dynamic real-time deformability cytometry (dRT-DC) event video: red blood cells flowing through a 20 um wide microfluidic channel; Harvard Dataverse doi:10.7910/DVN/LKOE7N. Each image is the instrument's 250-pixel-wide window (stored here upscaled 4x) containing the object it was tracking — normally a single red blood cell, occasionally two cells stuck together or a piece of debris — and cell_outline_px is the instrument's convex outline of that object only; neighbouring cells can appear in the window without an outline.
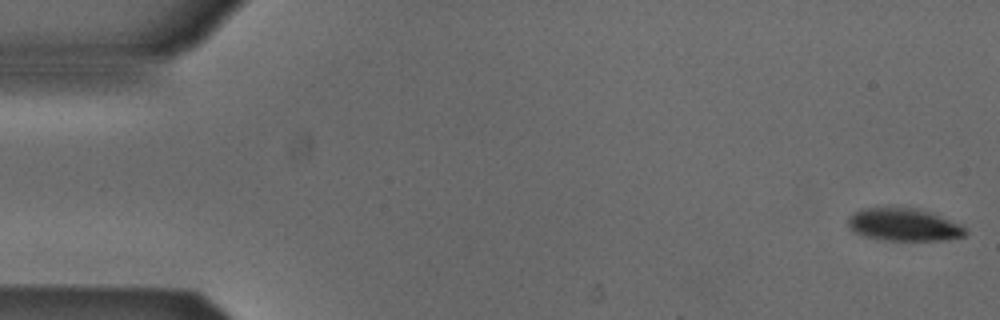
{"species": "Egyptian fruit bat (a non-hibernating species)", "species_latin": "Rousettus aegyptiacus", "temperature_condition": "cold", "stored_images_in_passage": 53, "camera_frame_rate_fps": 3000, "um_per_image_px": 0.085, "animal": {"sex": "male"}, "frame": {"image": 1, "passage_image": 1, "time_ms": 0.0, "image_size_px": [1000, 320], "cell_outline_px": [[968, 232], [964, 236], [948, 240], [884, 240], [864, 236], [856, 232], [848, 224], [848, 216], [852, 212], [860, 208], [916, 208], [928, 212], [960, 224]], "centroid_in_image_um": [76.81, 19.1], "position_along_channel_um": 8.2, "area_um2": 22.08}}
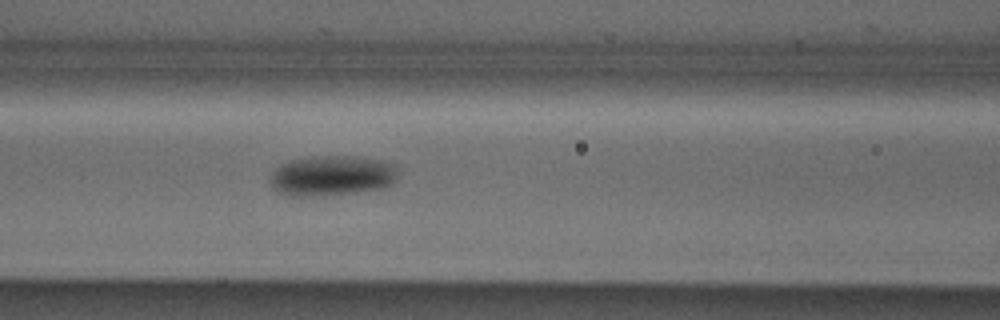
{"frame": {"image": 2, "passage_image": 22, "time_ms": 7.0, "image_size_px": [1000, 320], "cell_outline_px": [[396, 172], [392, 184], [384, 188], [356, 192], [304, 196], [292, 196], [276, 192], [272, 184], [272, 176], [276, 168], [292, 160], [324, 156], [352, 156], [380, 160], [396, 164]], "centroid_in_image_um": [28.25, 14.93], "position_along_channel_um": 138.4, "area_um2": 29.36}}
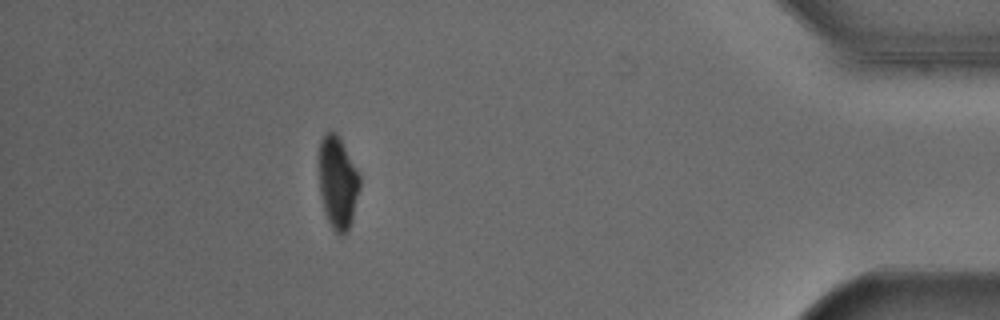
{"frame": {"image": 3, "passage_image": 47, "time_ms": 15.333, "image_size_px": [1000, 320], "cell_outline_px": [[360, 188], [352, 220], [348, 232], [340, 236], [332, 228], [324, 212], [320, 192], [320, 140], [324, 132], [336, 132], [340, 136], [360, 176]], "centroid_in_image_um": [28.72, 15.52], "position_along_channel_um": 406.5, "area_um2": 22.02}, "authors_computed_cell_mechanics": {"area_um2": 24.854, "velocity_mm_per_s": 3.8742, "shape_relaxation_time_tau1_ms": 2.0903, "shape_relaxation_time_tau2_ms": null, "deformation_change_tau1": 0.0967, "deformation_change_tau2": null}}